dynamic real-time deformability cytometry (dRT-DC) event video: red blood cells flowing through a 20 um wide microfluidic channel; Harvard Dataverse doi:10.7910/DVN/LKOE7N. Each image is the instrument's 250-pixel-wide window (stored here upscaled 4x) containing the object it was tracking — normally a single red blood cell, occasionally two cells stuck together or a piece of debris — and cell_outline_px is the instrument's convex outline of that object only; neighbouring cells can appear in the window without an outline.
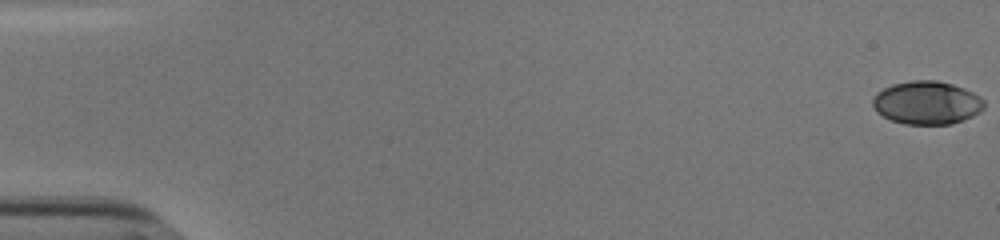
{"species": "human", "species_latin": "Homo sapiens", "temperature_condition": "cold", "stored_images_in_passage": 55, "camera_frame_rate_fps": 3000, "um_per_image_px": 0.085, "donor": {"sex": "male"}, "frame": {"image": 1, "passage_image": 1, "time_ms": 0.0, "image_size_px": [1000, 240], "cell_outline_px": [[984, 108], [980, 112], [972, 116], [952, 124], [904, 124], [892, 120], [876, 112], [872, 104], [872, 100], [876, 92], [892, 84], [912, 80], [936, 80], [952, 84], [964, 88], [980, 96], [984, 100]], "centroid_in_image_um": [78.78, 8.73], "position_along_channel_um": 6.2, "area_um2": 28.15}}
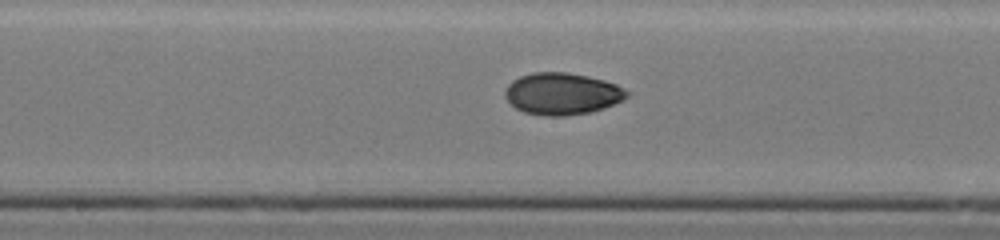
{"frame": {"image": 2, "passage_image": 30, "time_ms": 9.667, "image_size_px": [1000, 240], "cell_outline_px": [[628, 96], [624, 100], [588, 112], [564, 116], [544, 116], [524, 112], [516, 108], [504, 96], [504, 88], [512, 80], [520, 76], [532, 72], [568, 72], [588, 76], [604, 80], [616, 84], [624, 88], [628, 92]], "centroid_in_image_um": [47.74, 7.95], "position_along_channel_um": 200.5, "area_um2": 29.71}}
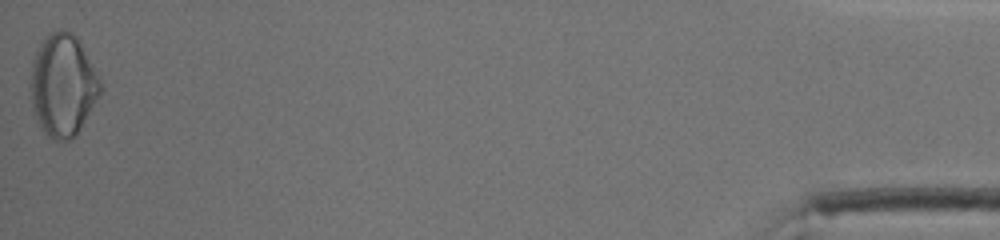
{"frame": {"image": 3, "passage_image": 55, "time_ms": 18.0, "image_size_px": [1000, 240], "cell_outline_px": [[104, 84], [100, 92], [76, 136], [68, 140], [56, 140], [48, 136], [44, 132], [32, 112], [28, 84], [32, 60], [44, 36], [48, 32], [60, 28], [64, 28], [76, 36], [80, 40]], "centroid_in_image_um": [5.32, 7.2], "position_along_channel_um": 429.9, "area_um2": 42.43}, "authors_computed_cell_mechanics": {"area_um2": 28.8422, "velocity_mm_per_s": 3.8344, "shape_relaxation_time_tau1_ms": 5.8434, "shape_relaxation_time_tau2_ms": 2.2748, "deformation_change_tau1": 0.1465, "deformation_change_tau2": 0.051}}